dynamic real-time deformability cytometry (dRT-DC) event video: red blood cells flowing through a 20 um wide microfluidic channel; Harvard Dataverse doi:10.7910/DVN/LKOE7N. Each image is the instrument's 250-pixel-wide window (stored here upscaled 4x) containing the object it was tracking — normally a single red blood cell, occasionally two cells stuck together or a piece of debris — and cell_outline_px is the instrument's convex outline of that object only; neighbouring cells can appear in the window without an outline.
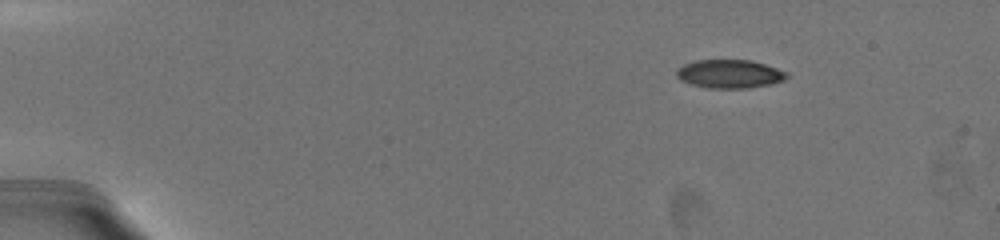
{"species": "common noctule bat (a hibernating species)", "species_latin": "Nyctalus noctula", "temperature_condition": "warm", "stored_images_in_passage": 17, "camera_frame_rate_fps": 3000, "um_per_image_px": 0.085, "animal": {"sex": "female", "body_mass_g": 19.5, "forearm_length_mm": 54.1}, "frame": {"image": 1, "passage_image": 1, "time_ms": 0.0, "image_size_px": [1000, 240], "cell_outline_px": [[788, 76], [784, 80], [772, 84], [748, 88], [708, 88], [688, 84], [680, 80], [676, 76], [676, 68], [684, 64], [696, 60], [752, 60], [788, 72]], "centroid_in_image_um": [61.99, 6.29], "position_along_channel_um": 23.0, "area_um2": 18.5}}
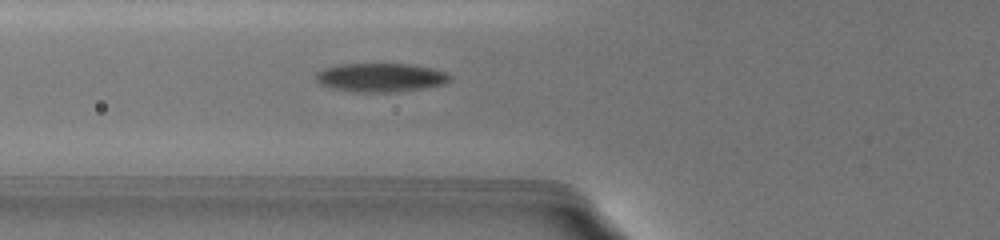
{"frame": {"image": 2, "passage_image": 12, "time_ms": 5.0, "image_size_px": [1000, 240], "cell_outline_px": [[452, 76], [444, 84], [424, 88], [396, 92], [356, 92], [332, 88], [320, 84], [316, 80], [316, 72], [324, 68], [340, 64], [408, 64], [432, 68], [448, 72]], "centroid_in_image_um": [32.36, 6.59], "position_along_channel_um": 93.4, "area_um2": 22.48}}
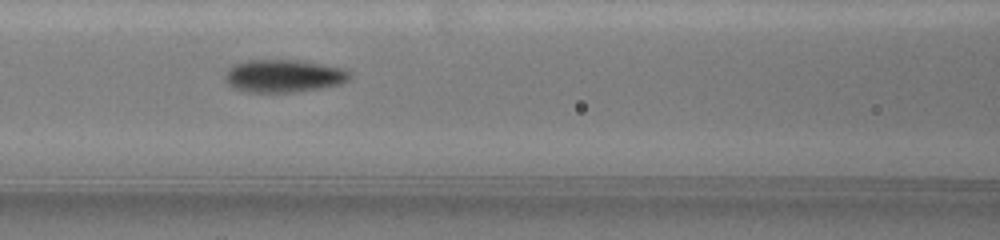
{"frame": {"image": 3, "passage_image": 15, "time_ms": 6.333, "image_size_px": [1000, 240], "cell_outline_px": [[348, 80], [340, 84], [320, 88], [292, 92], [248, 92], [236, 88], [228, 84], [224, 80], [224, 76], [228, 68], [232, 64], [244, 60], [296, 60], [340, 68], [348, 72]], "centroid_in_image_um": [24.01, 6.45], "position_along_channel_um": 142.6, "area_um2": 23.47}}